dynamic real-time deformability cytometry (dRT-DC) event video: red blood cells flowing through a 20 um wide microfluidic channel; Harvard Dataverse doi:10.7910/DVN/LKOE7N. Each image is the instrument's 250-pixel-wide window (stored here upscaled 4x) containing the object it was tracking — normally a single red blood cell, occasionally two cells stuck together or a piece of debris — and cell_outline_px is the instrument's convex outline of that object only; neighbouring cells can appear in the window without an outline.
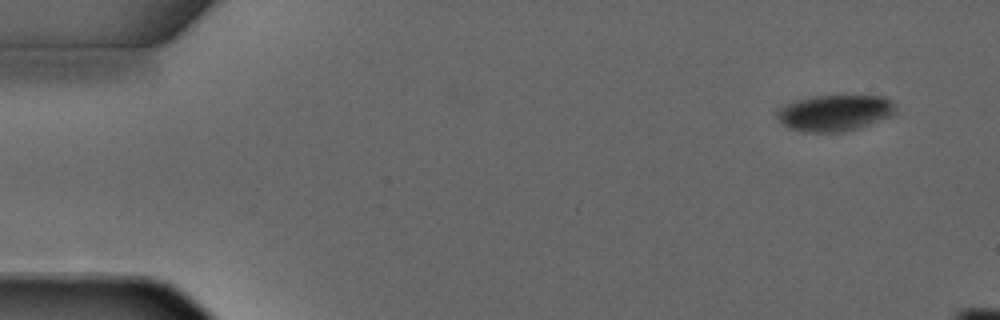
{"species": "common noctule bat (a hibernating species)", "species_latin": "Nyctalus noctula", "temperature_condition": "warm", "stored_images_in_passage": 3, "camera_frame_rate_fps": 3000, "um_per_image_px": 0.085, "animal": {"sex": "male", "forearm_length_mm": 52.5}, "frame": {"image": 1, "passage_image": 1, "time_ms": 0.0, "image_size_px": [1000, 320], "cell_outline_px": [[896, 112], [892, 116], [844, 132], [804, 132], [788, 128], [776, 116], [776, 108], [784, 104], [796, 100], [816, 96], [884, 96], [896, 108]], "centroid_in_image_um": [70.9, 9.6], "position_along_channel_um": 14.1, "area_um2": 24.91}}